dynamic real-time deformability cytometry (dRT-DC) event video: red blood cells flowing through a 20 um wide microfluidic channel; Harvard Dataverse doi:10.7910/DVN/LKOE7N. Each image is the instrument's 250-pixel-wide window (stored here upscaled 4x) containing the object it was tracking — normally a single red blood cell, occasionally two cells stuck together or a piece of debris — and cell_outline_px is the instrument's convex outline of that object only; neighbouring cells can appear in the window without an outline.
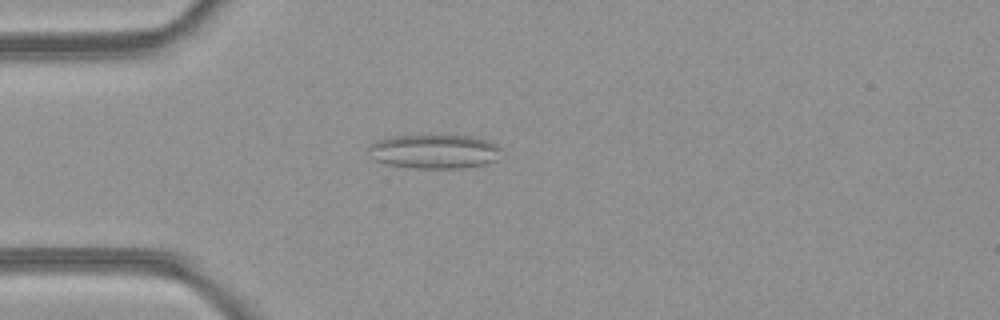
{"species": "common noctule bat (a hibernating species)", "species_latin": "Nyctalus noctula", "temperature_condition": "room temperature", "stored_images_in_passage": 18, "camera_frame_rate_fps": 3000, "um_per_image_px": 0.085, "animal": {"sex": "female", "body_mass_g": 21.9}, "frame": {"image": 1, "passage_image": 13, "time_ms": 4.0, "image_size_px": [1000, 320], "cell_outline_px": [[500, 148], [496, 160], [484, 164], [464, 168], [416, 168], [388, 164], [376, 160], [368, 148], [372, 144], [380, 140], [392, 136], [472, 136], [488, 140], [496, 144]], "centroid_in_image_um": [36.96, 12.88], "position_along_channel_um": 48.0, "area_um2": 25.89}}